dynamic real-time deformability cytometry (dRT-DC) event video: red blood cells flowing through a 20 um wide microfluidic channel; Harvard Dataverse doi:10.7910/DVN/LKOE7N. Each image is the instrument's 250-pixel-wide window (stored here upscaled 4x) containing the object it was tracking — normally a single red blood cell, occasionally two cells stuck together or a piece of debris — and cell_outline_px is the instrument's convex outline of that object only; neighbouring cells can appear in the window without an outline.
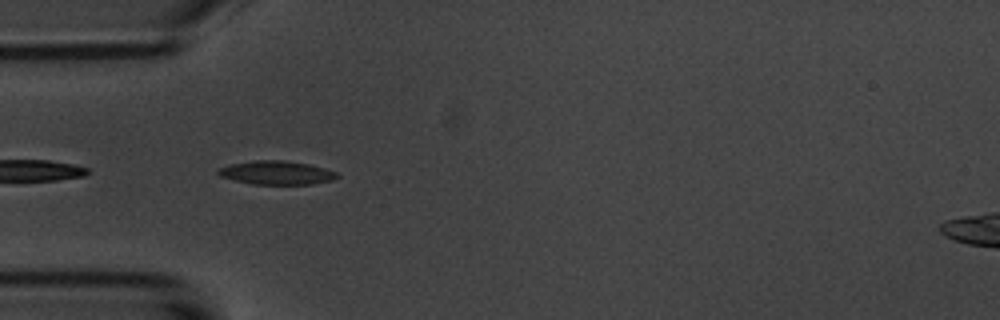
{"species": "common noctule bat (a hibernating species)", "species_latin": "Nyctalus noctula", "temperature_condition": "room temperature", "stored_images_in_passage": 9, "camera_frame_rate_fps": 3000, "um_per_image_px": 0.085, "animal": {"sex": "male", "body_mass_g": 20.1, "forearm_length_mm": 53.5}, "frame": {"image": 1, "passage_image": 4, "time_ms": 3.333, "image_size_px": [1000, 320], "cell_outline_px": [[340, 176], [332, 180], [312, 184], [252, 184], [220, 176], [216, 172], [220, 168], [228, 164], [252, 160], [284, 160], [308, 164], [324, 168], [336, 172]], "centroid_in_image_um": [23.49, 14.67], "position_along_channel_um": 61.5, "area_um2": 16.36}}
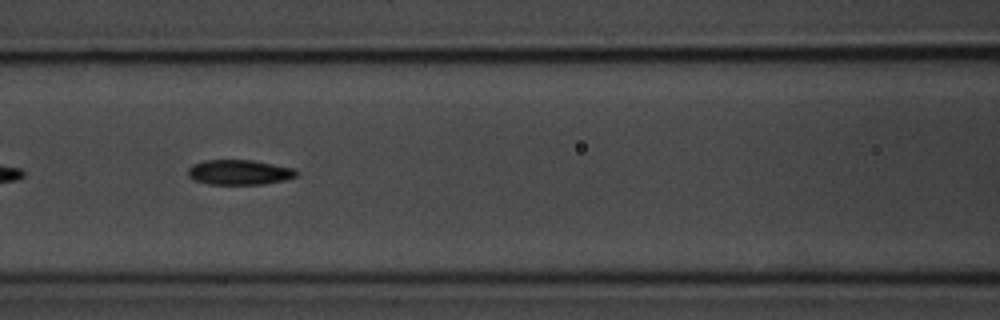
{"frame": {"image": 2, "passage_image": 6, "time_ms": 5.667, "image_size_px": [1000, 320], "cell_outline_px": [[300, 172], [296, 176], [284, 180], [264, 184], [208, 184], [192, 180], [188, 176], [188, 168], [192, 164], [204, 160], [252, 160], [296, 168]], "centroid_in_image_um": [20.34, 14.64], "position_along_channel_um": 146.3, "area_um2": 16.01}}
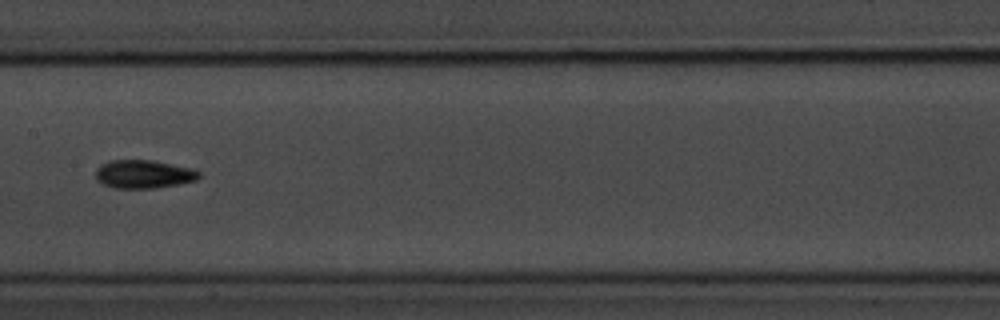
{"frame": {"image": 3, "passage_image": 7, "time_ms": 7.0, "image_size_px": [1000, 320], "cell_outline_px": [[200, 176], [196, 180], [180, 184], [156, 188], [116, 188], [104, 184], [96, 180], [96, 168], [100, 164], [108, 160], [152, 160], [192, 168], [200, 172]], "centroid_in_image_um": [12.2, 14.8], "position_along_channel_um": 195.2, "area_um2": 17.17}}